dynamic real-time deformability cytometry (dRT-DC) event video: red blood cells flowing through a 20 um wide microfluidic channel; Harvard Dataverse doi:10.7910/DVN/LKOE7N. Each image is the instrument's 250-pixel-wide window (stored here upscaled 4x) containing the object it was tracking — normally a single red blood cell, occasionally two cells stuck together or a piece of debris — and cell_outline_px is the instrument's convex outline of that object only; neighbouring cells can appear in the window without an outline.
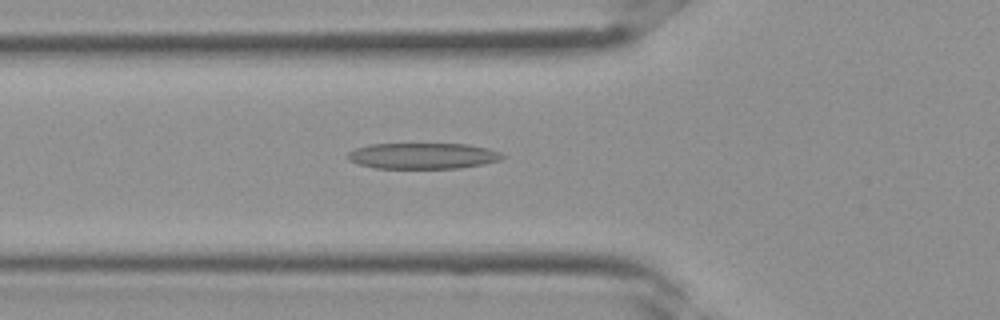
{"species": "Egyptian fruit bat (a non-hibernating species)", "species_latin": "Rousettus aegyptiacus", "temperature_condition": "room temperature", "stored_images_in_passage": 33, "camera_frame_rate_fps": 3000, "um_per_image_px": 0.085, "frame": {"image": 1, "passage_image": 11, "time_ms": 3.333, "image_size_px": [1000, 320], "cell_outline_px": [[504, 156], [500, 160], [460, 168], [376, 168], [360, 164], [348, 160], [348, 152], [356, 148], [368, 144], [468, 144], [488, 148], [500, 152]], "centroid_in_image_um": [35.93, 13.24], "position_along_channel_um": 89.9, "area_um2": 23.24}}
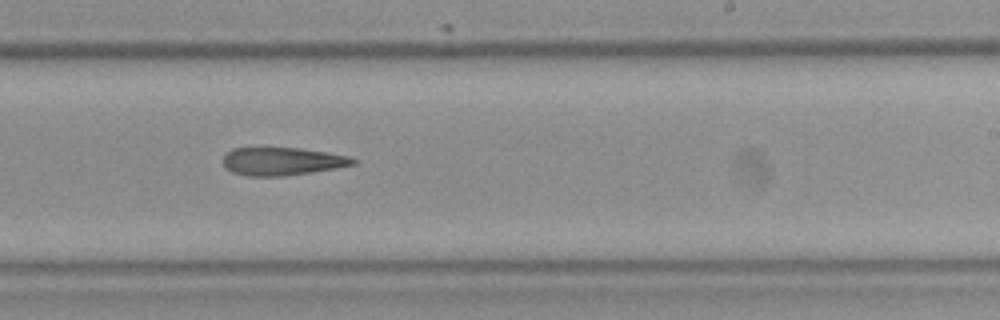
{"frame": {"image": 2, "passage_image": 20, "time_ms": 6.333, "image_size_px": [1000, 320], "cell_outline_px": [[356, 164], [336, 168], [312, 172], [284, 176], [248, 176], [232, 172], [224, 168], [224, 152], [232, 148], [300, 148], [328, 152], [348, 156], [356, 160]], "centroid_in_image_um": [23.96, 13.71], "position_along_channel_um": 265.0, "area_um2": 21.27}}
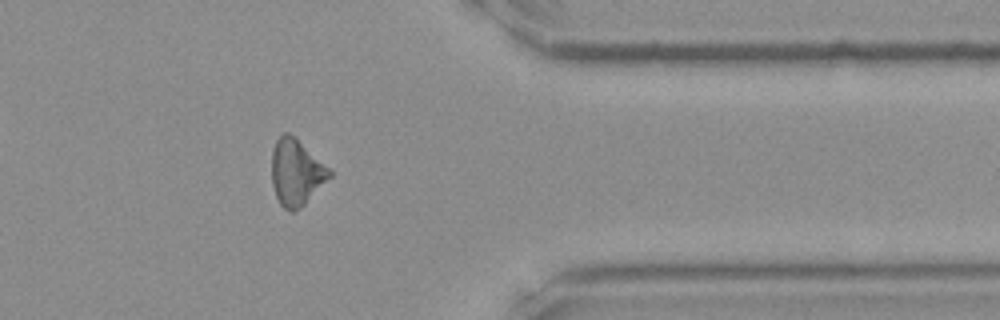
{"frame": {"image": 3, "passage_image": 27, "time_ms": 8.667, "image_size_px": [1000, 320], "cell_outline_px": [[332, 176], [300, 208], [292, 212], [284, 208], [280, 204], [276, 196], [272, 184], [272, 152], [276, 140], [284, 132], [288, 132], [328, 168], [332, 172]], "centroid_in_image_um": [25.15, 14.68], "position_along_channel_um": 386.2, "area_um2": 21.73}}